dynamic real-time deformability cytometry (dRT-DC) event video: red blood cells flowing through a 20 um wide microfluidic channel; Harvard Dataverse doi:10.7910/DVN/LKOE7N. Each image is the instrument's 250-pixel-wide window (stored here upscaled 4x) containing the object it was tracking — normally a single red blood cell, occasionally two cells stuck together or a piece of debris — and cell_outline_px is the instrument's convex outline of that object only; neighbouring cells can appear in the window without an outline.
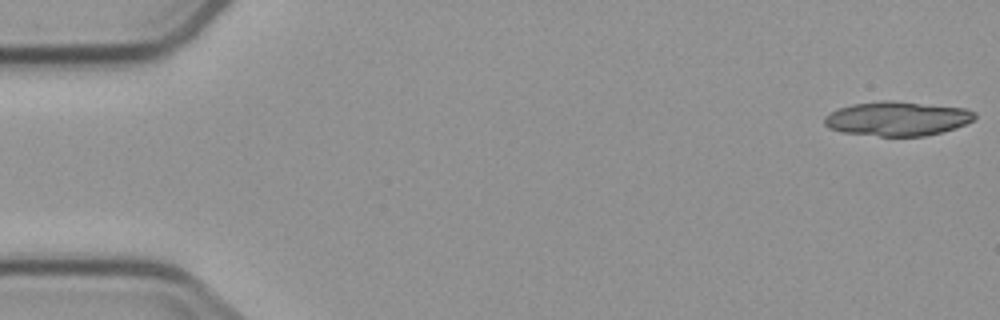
{"species": "common noctule bat (a hibernating species)", "species_latin": "Nyctalus noctula", "temperature_condition": "cold", "stored_images_in_passage": 3, "camera_frame_rate_fps": 3000, "um_per_image_px": 0.085, "animal": {"sex": "male", "body_mass_g": 23.1, "forearm_length_mm": 52.7}, "frame": {"image": 1, "passage_image": 1, "time_ms": 0.0, "image_size_px": [1000, 320], "cell_outline_px": [[976, 116], [972, 120], [956, 128], [924, 136], [880, 136], [840, 132], [828, 128], [824, 124], [824, 116], [840, 108], [852, 104], [880, 100], [888, 100], [964, 108], [976, 112]], "centroid_in_image_um": [76.23, 10.09], "position_along_channel_um": 8.8, "area_um2": 29.94}}